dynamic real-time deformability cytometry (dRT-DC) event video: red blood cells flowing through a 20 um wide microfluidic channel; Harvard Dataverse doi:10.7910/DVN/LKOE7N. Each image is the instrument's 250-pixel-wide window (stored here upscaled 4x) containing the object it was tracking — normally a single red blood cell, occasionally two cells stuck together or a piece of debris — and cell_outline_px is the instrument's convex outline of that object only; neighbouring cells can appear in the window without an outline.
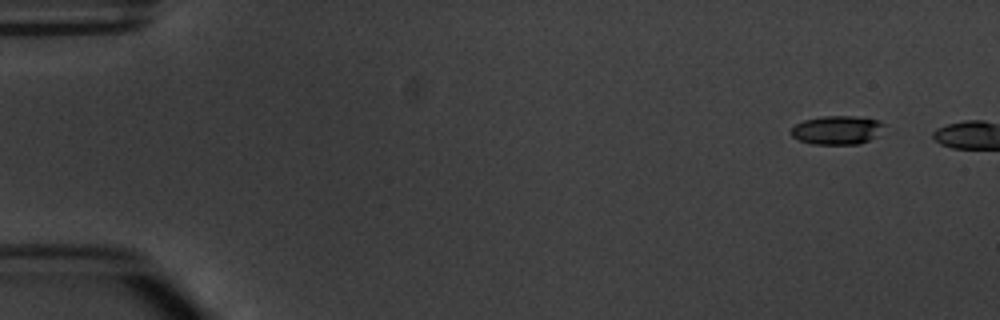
{"species": "common noctule bat (a hibernating species)", "species_latin": "Nyctalus noctula", "temperature_condition": "warm", "stored_images_in_passage": 2, "camera_frame_rate_fps": 3000, "um_per_image_px": 0.085, "animal": {"sex": "male", "body_mass_g": 20.1, "forearm_length_mm": 53.5}, "frame": {"image": 1, "passage_image": 1, "time_ms": 0.0, "image_size_px": [1000, 320], "cell_outline_px": [[884, 124], [876, 136], [860, 144], [812, 144], [800, 140], [792, 136], [792, 128], [796, 124], [804, 120], [820, 116], [852, 116], [880, 120]], "centroid_in_image_um": [71.14, 11.05], "position_along_channel_um": 13.9, "area_um2": 15.37}}